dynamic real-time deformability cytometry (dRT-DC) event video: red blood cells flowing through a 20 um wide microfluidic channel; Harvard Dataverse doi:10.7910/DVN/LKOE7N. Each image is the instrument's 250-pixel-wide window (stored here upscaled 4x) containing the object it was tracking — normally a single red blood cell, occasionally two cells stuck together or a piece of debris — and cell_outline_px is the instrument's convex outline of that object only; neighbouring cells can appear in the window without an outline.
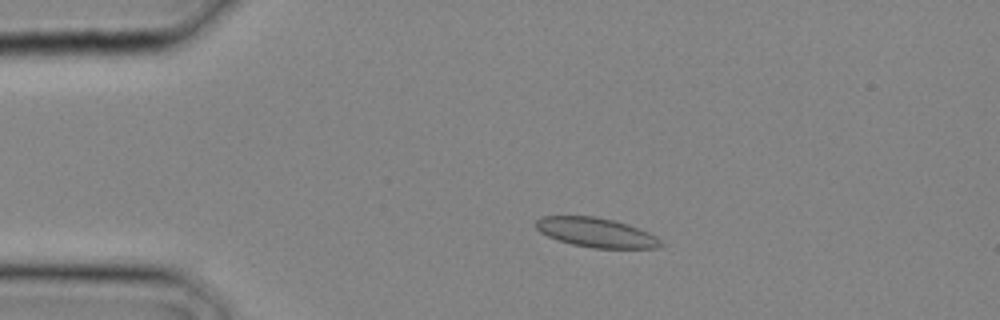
{"species": "common noctule bat (a hibernating species)", "species_latin": "Nyctalus noctula", "temperature_condition": "cold", "stored_images_in_passage": 2, "camera_frame_rate_fps": 3000, "um_per_image_px": 0.085, "animal": {"sex": "male", "body_mass_g": 20.4}, "frame": {"image": 1, "passage_image": 1, "time_ms": 0.0, "image_size_px": [1000, 320], "cell_outline_px": [[668, 244], [660, 248], [592, 248], [572, 244], [548, 236], [540, 232], [536, 228], [536, 220], [540, 216], [596, 216], [616, 220], [628, 224], [648, 232], [656, 236]], "centroid_in_image_um": [50.74, 19.76], "position_along_channel_um": 34.3, "area_um2": 21.68}}
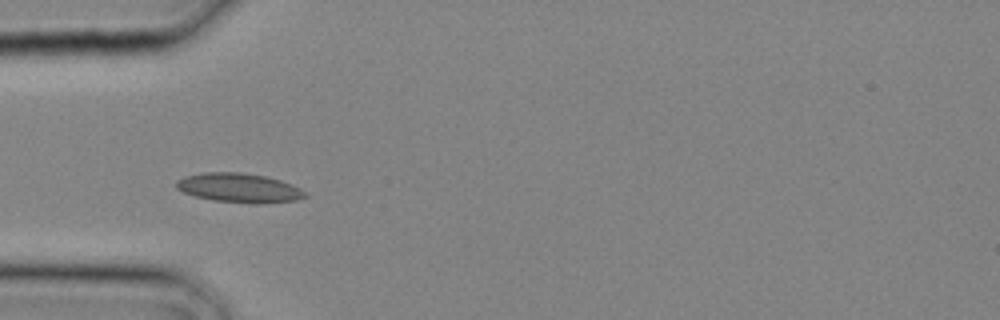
{"frame": {"image": 2, "passage_image": 2, "time_ms": 0.333, "image_size_px": [1000, 320], "cell_outline_px": [[308, 196], [296, 200], [260, 204], [256, 204], [212, 200], [192, 196], [176, 188], [176, 180], [184, 176], [204, 172], [240, 172], [264, 176], [280, 180], [292, 184], [308, 192]], "centroid_in_image_um": [20.33, 15.97], "position_along_channel_um": 64.7, "area_um2": 22.2}}